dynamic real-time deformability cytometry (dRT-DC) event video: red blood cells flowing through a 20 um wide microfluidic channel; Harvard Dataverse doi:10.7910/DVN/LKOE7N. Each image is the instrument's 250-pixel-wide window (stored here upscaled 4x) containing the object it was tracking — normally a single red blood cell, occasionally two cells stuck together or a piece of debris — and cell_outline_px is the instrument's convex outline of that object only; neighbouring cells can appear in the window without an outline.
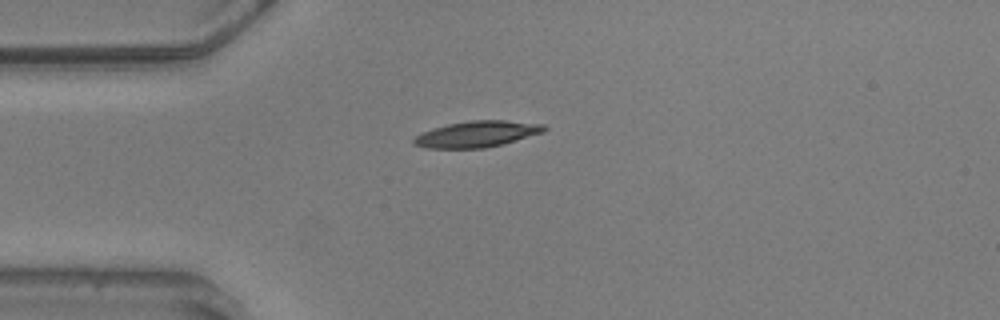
{"species": "common noctule bat (a hibernating species)", "species_latin": "Nyctalus noctula", "temperature_condition": "warm", "stored_images_in_passage": 3, "camera_frame_rate_fps": 3000, "um_per_image_px": 0.085, "animal": {"sex": "male", "body_mass_g": 20.5, "forearm_length_mm": 52.5}, "frame": {"image": 1, "passage_image": 1, "time_ms": 0.0, "image_size_px": [1000, 320], "cell_outline_px": [[548, 128], [544, 132], [500, 144], [484, 148], [424, 148], [412, 144], [412, 140], [420, 132], [432, 128], [448, 124], [468, 120], [504, 120], [544, 124]], "centroid_in_image_um": [40.49, 11.39], "position_along_channel_um": 44.5, "area_um2": 19.88}}